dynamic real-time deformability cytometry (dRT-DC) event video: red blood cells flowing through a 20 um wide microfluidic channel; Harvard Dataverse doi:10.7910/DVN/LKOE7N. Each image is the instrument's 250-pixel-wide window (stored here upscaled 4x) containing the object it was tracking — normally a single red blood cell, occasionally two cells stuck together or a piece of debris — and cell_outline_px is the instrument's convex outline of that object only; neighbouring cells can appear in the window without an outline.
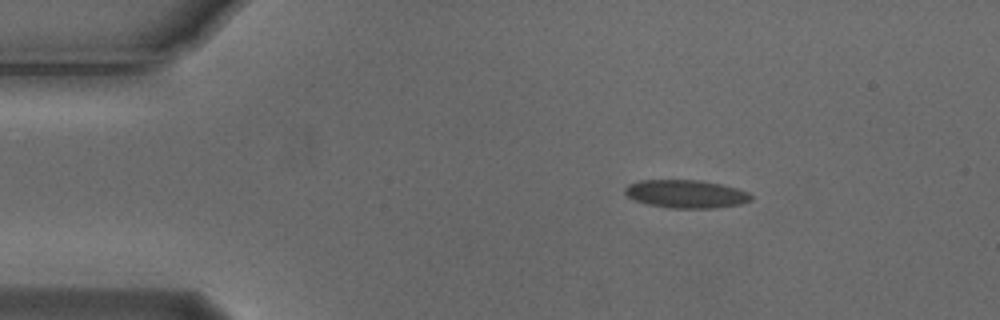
{"species": "Egyptian fruit bat (a non-hibernating species)", "species_latin": "Rousettus aegyptiacus", "temperature_condition": "cold", "stored_images_in_passage": 3, "camera_frame_rate_fps": 3000, "um_per_image_px": 0.085, "animal": {"sex": "male"}, "frame": {"image": 1, "passage_image": 2, "time_ms": 0.333, "image_size_px": [1000, 320], "cell_outline_px": [[752, 200], [740, 204], [712, 208], [672, 208], [648, 204], [636, 200], [628, 196], [624, 192], [624, 188], [628, 184], [640, 180], [700, 180], [720, 184], [736, 188], [748, 192], [752, 196]], "centroid_in_image_um": [58.31, 16.48], "position_along_channel_um": 26.7, "area_um2": 20.52}}